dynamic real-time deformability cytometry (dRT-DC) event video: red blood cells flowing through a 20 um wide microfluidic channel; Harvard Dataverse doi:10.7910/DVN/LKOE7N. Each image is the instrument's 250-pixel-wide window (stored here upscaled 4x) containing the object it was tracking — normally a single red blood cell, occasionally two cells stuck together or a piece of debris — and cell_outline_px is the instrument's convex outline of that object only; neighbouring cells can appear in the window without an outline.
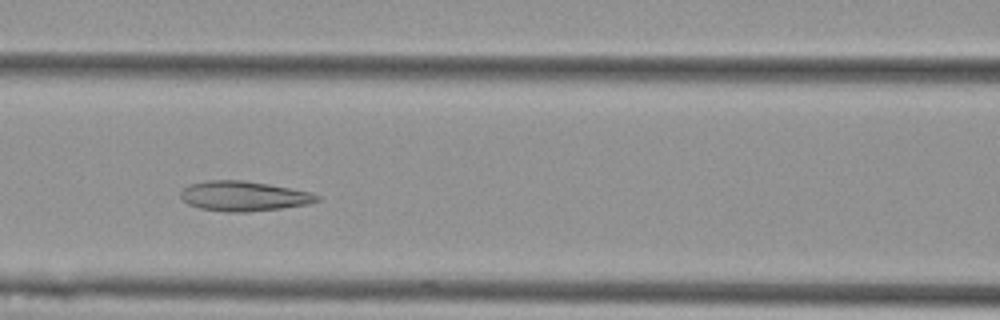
{"species": "Egyptian fruit bat (a non-hibernating species)", "species_latin": "Rousettus aegyptiacus", "temperature_condition": "cold", "stored_images_in_passage": 8, "camera_frame_rate_fps": 3000, "um_per_image_px": 0.085, "animal": {"sex": "female"}, "frame": {"image": 1, "passage_image": 5, "time_ms": 1.333, "image_size_px": [1000, 320], "cell_outline_px": [[320, 200], [308, 204], [280, 208], [244, 212], [228, 212], [200, 208], [188, 204], [180, 196], [180, 192], [188, 184], [208, 180], [244, 180], [268, 184], [312, 192], [320, 196]], "centroid_in_image_um": [20.71, 16.66], "position_along_channel_um": 145.9, "area_um2": 23.7}}
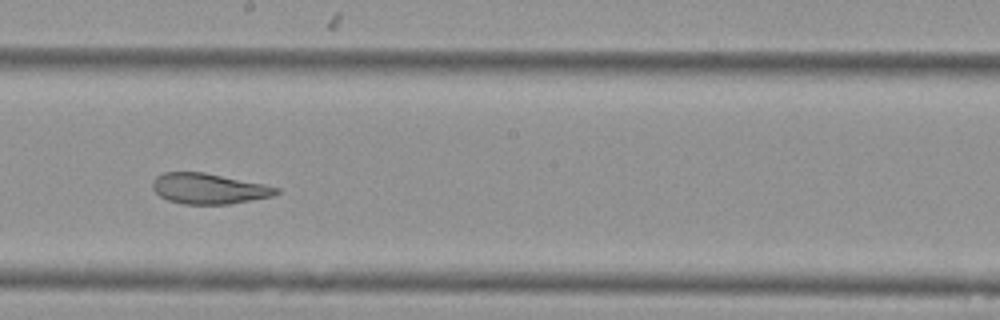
{"frame": {"image": 2, "passage_image": 7, "time_ms": 2.0, "image_size_px": [1000, 320], "cell_outline_px": [[280, 192], [272, 196], [228, 204], [184, 204], [168, 200], [160, 196], [152, 188], [152, 180], [156, 176], [164, 172], [204, 172], [264, 184], [280, 188]], "centroid_in_image_um": [17.73, 16.03], "position_along_channel_um": 230.5, "area_um2": 21.96}}
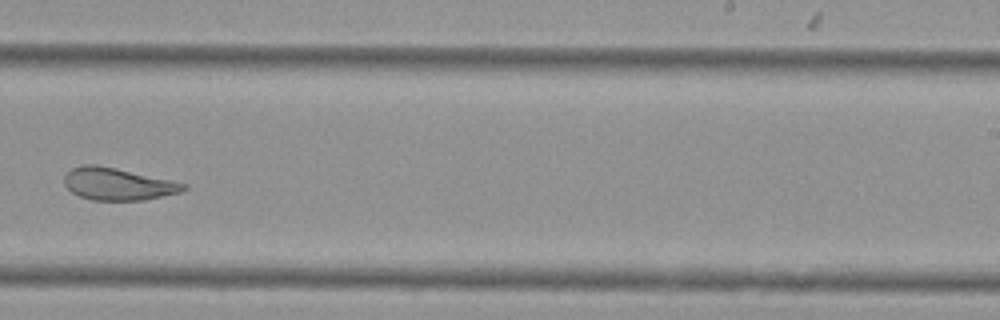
{"frame": {"image": 3, "passage_image": 8, "time_ms": 2.333, "image_size_px": [1000, 320], "cell_outline_px": [[188, 188], [180, 192], [144, 200], [92, 200], [80, 196], [72, 192], [64, 184], [64, 176], [72, 168], [84, 164], [96, 164], [116, 168], [188, 184]], "centroid_in_image_um": [10.01, 15.64], "position_along_channel_um": 279.0, "area_um2": 22.25}}